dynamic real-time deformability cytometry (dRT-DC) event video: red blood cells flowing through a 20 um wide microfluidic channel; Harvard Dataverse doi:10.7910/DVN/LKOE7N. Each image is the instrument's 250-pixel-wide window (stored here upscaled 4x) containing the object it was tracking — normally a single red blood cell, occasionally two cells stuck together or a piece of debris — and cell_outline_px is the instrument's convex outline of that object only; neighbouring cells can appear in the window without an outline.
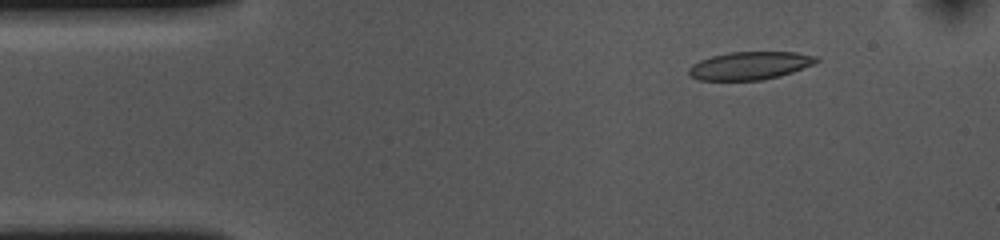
{"species": "common noctule bat (a hibernating species)", "species_latin": "Nyctalus noctula", "temperature_condition": "cold", "stored_images_in_passage": 13, "camera_frame_rate_fps": 3000, "um_per_image_px": 0.085, "animal": {"sex": "female", "body_mass_g": 10.0, "forearm_length_mm": 53.1}, "frame": {"image": 1, "passage_image": 5, "time_ms": 1.333, "image_size_px": [1000, 240], "cell_outline_px": [[820, 60], [816, 64], [780, 76], [764, 80], [700, 80], [688, 76], [688, 68], [692, 64], [700, 60], [712, 56], [728, 52], [796, 52], [816, 56]], "centroid_in_image_um": [63.75, 5.58], "position_along_channel_um": 21.3, "area_um2": 20.98}}